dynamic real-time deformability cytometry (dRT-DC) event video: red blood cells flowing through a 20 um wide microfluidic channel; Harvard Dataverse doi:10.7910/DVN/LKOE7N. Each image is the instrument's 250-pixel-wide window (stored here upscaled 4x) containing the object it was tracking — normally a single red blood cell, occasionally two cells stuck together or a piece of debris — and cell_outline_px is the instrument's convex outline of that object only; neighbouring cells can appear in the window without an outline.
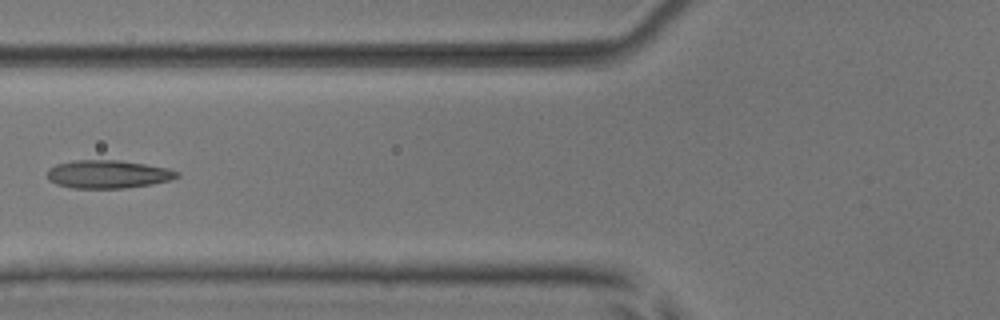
{"species": "common noctule bat (a hibernating species)", "species_latin": "Nyctalus noctula", "temperature_condition": "room temperature", "stored_images_in_passage": 6, "camera_frame_rate_fps": 3000, "um_per_image_px": 0.085, "animal": {"sex": "male", "body_mass_g": 17.9, "forearm_length_mm": 54.2}, "frame": {"image": 1, "passage_image": 5, "time_ms": 1.333, "image_size_px": [1000, 320], "cell_outline_px": [[180, 176], [172, 180], [152, 184], [124, 188], [72, 188], [56, 184], [48, 180], [48, 168], [56, 164], [76, 160], [120, 160], [168, 168], [180, 172]], "centroid_in_image_um": [9.19, 14.81], "position_along_channel_um": 116.6, "area_um2": 21.39}}
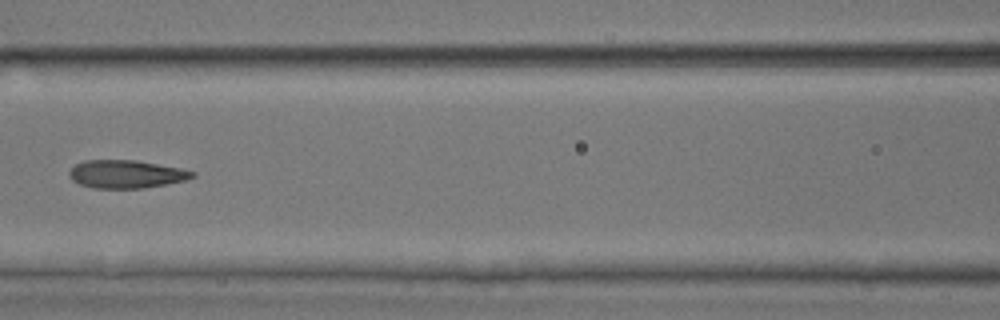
{"frame": {"image": 2, "passage_image": 6, "time_ms": 1.667, "image_size_px": [1000, 320], "cell_outline_px": [[196, 176], [184, 180], [144, 188], [92, 188], [80, 184], [72, 180], [68, 172], [76, 164], [84, 160], [136, 160], [180, 168], [196, 172]], "centroid_in_image_um": [10.71, 14.79], "position_along_channel_um": 155.9, "area_um2": 20.0}}